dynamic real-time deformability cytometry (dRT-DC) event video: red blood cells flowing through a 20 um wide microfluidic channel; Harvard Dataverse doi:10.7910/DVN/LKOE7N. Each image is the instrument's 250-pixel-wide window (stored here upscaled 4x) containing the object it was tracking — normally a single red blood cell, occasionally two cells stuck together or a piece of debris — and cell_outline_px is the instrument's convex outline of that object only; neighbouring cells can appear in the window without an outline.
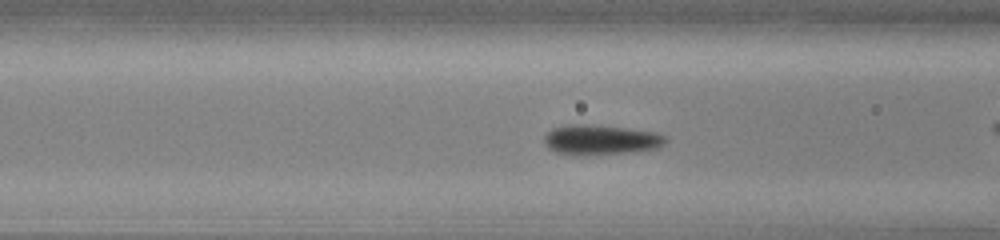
{"species": "common noctule bat (a hibernating species)", "species_latin": "Nyctalus noctula", "temperature_condition": "cold", "stored_images_in_passage": 38, "camera_frame_rate_fps": 3000, "um_per_image_px": 0.085, "animal": {"sex": "male", "body_mass_g": 13.0, "forearm_length_mm": 53.1}, "frame": {"image": 1, "passage_image": 4, "time_ms": 1.0, "image_size_px": [1000, 240], "cell_outline_px": [[668, 140], [660, 148], [632, 152], [580, 156], [572, 156], [556, 152], [548, 148], [544, 140], [544, 136], [552, 128], [568, 124], [584, 124], [628, 128], [656, 132], [668, 136]], "centroid_in_image_um": [51.09, 11.89], "position_along_channel_um": 115.5, "area_um2": 21.68}}
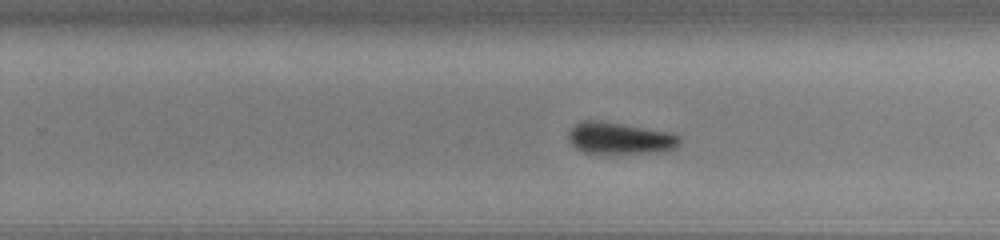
{"frame": {"image": 2, "passage_image": 17, "time_ms": 5.333, "image_size_px": [1000, 240], "cell_outline_px": [[680, 144], [676, 148], [668, 152], [600, 156], [584, 152], [576, 148], [568, 140], [568, 132], [576, 124], [584, 120], [592, 120], [624, 124], [672, 132], [680, 136]], "centroid_in_image_um": [52.73, 11.81], "position_along_channel_um": 277.1, "area_um2": 21.62}}
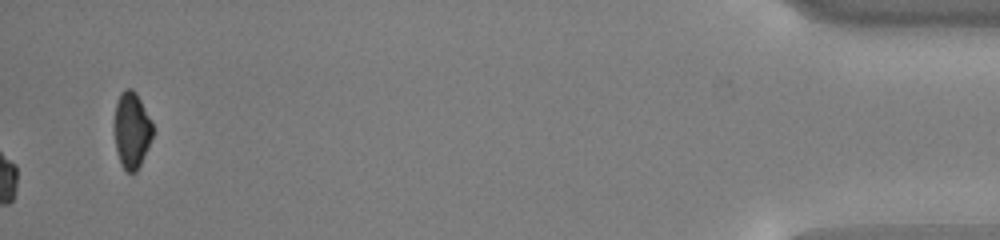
{"frame": {"image": 3, "passage_image": 38, "time_ms": 12.333, "image_size_px": [1000, 240], "cell_outline_px": [[152, 136], [140, 164], [136, 172], [128, 172], [120, 164], [116, 152], [112, 128], [112, 124], [116, 104], [120, 92], [124, 88], [132, 88], [136, 92], [152, 124]], "centroid_in_image_um": [11.12, 11.04], "position_along_channel_um": 424.1, "area_um2": 17.22}}